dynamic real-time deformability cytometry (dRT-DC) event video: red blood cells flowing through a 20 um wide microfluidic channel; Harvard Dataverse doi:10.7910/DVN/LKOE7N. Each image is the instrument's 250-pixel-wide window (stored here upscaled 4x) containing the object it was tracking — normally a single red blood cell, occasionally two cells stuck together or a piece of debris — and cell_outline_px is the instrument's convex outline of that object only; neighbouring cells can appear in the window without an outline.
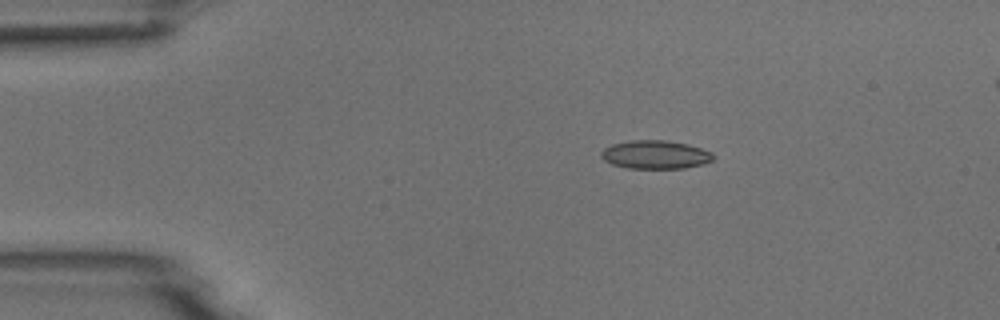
{"species": "common noctule bat (a hibernating species)", "species_latin": "Nyctalus noctula", "temperature_condition": "room temperature", "stored_images_in_passage": 7, "camera_frame_rate_fps": 3000, "um_per_image_px": 0.085, "animal": {"sex": "male", "body_mass_g": 18.8}, "frame": {"image": 1, "passage_image": 3, "time_ms": 2.333, "image_size_px": [1000, 320], "cell_outline_px": [[716, 156], [712, 160], [704, 164], [684, 168], [628, 168], [612, 164], [604, 160], [600, 156], [600, 152], [604, 148], [612, 144], [632, 140], [668, 140], [688, 144], [712, 152]], "centroid_in_image_um": [55.71, 13.14], "position_along_channel_um": 29.3, "area_um2": 18.67}}